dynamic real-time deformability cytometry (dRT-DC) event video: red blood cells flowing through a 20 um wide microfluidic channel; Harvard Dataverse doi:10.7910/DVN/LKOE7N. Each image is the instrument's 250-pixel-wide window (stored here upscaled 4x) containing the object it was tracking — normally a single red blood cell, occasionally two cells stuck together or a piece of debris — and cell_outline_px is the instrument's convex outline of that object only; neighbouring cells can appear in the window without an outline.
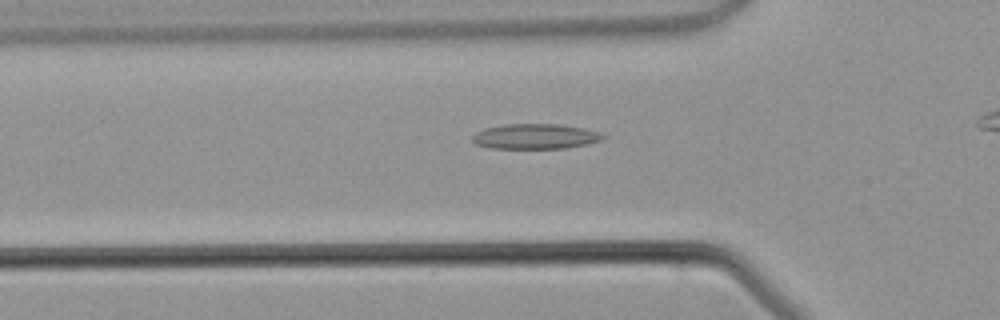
{"species": "common noctule bat (a hibernating species)", "species_latin": "Nyctalus noctula", "temperature_condition": "warm", "stored_images_in_passage": 6, "segment_of_instrument_passage": [2, 2], "camera_frame_rate_fps": 3000, "um_per_image_px": 0.085, "animal": {"sex": "male", "body_mass_g": 21.5, "forearm_length_mm": 52.0}, "frame": {"image": 1, "passage_image": 6, "time_ms": 7.0, "image_size_px": [1000, 320], "cell_outline_px": [[604, 136], [600, 140], [588, 144], [564, 148], [492, 148], [476, 144], [472, 140], [472, 136], [476, 132], [484, 128], [504, 124], [556, 124], [584, 128], [596, 132]], "centroid_in_image_um": [45.44, 11.59], "position_along_channel_um": 80.4, "area_um2": 18.9}}